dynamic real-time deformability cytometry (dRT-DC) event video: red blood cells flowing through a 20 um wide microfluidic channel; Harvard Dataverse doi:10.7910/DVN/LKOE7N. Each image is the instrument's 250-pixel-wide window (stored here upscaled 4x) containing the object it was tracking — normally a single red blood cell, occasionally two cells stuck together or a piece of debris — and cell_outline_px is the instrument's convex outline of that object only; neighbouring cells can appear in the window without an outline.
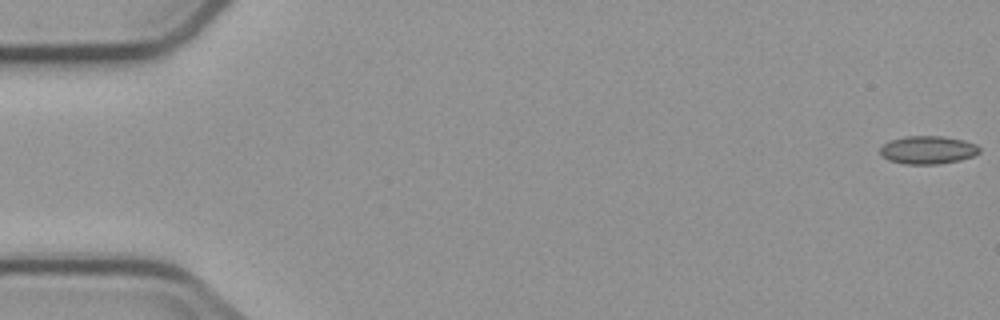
{"species": "common noctule bat (a hibernating species)", "species_latin": "Nyctalus noctula", "temperature_condition": "cold", "stored_images_in_passage": 5, "camera_frame_rate_fps": 3000, "um_per_image_px": 0.085, "animal": {"sex": "male", "body_mass_g": 23.1, "forearm_length_mm": 52.7}, "frame": {"image": 1, "passage_image": 5, "time_ms": 5.667, "image_size_px": [1000, 320], "cell_outline_px": [[980, 152], [972, 156], [960, 160], [940, 164], [904, 164], [888, 160], [880, 152], [880, 148], [888, 140], [904, 136], [940, 136], [964, 140], [976, 144], [980, 148]], "centroid_in_image_um": [78.86, 12.74], "position_along_channel_um": 6.1, "area_um2": 16.3}}